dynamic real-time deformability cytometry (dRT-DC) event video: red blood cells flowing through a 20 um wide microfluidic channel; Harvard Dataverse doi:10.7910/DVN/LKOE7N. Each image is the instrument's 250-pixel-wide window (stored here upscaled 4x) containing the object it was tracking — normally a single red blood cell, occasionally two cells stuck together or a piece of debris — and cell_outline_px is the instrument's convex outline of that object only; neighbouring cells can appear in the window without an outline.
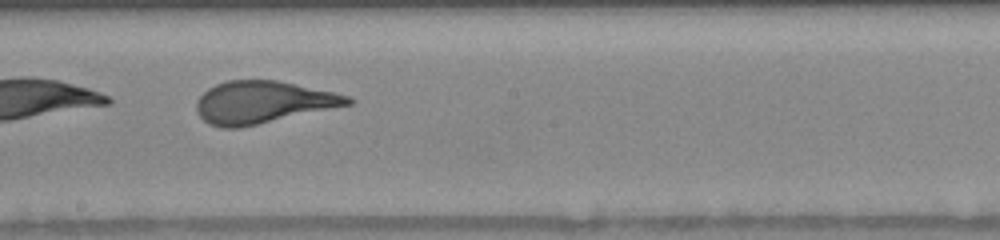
{"species": "human", "species_latin": "Homo sapiens", "temperature_condition": "warm", "stored_images_in_passage": 26, "camera_frame_rate_fps": 3000, "um_per_image_px": 0.085, "donor": {"sex": "female"}, "frame": {"image": 1, "passage_image": 14, "time_ms": 5.0, "image_size_px": [1000, 240], "cell_outline_px": [[356, 100], [352, 104], [240, 128], [220, 128], [208, 124], [196, 112], [196, 100], [208, 88], [216, 84], [228, 80], [276, 80], [352, 96]], "centroid_in_image_um": [22.33, 8.7], "position_along_channel_um": 225.9, "area_um2": 37.34}}